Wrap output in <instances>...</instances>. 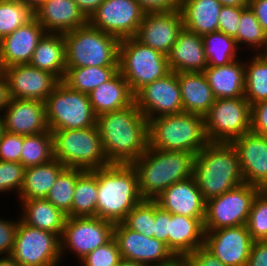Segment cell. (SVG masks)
<instances>
[{"label":"cell","instance_id":"cell-41","mask_svg":"<svg viewBox=\"0 0 267 266\" xmlns=\"http://www.w3.org/2000/svg\"><path fill=\"white\" fill-rule=\"evenodd\" d=\"M77 181V169L66 168L56 179L46 199L70 217L73 193Z\"/></svg>","mask_w":267,"mask_h":266},{"label":"cell","instance_id":"cell-34","mask_svg":"<svg viewBox=\"0 0 267 266\" xmlns=\"http://www.w3.org/2000/svg\"><path fill=\"white\" fill-rule=\"evenodd\" d=\"M97 177L95 170L77 169L70 217L96 216Z\"/></svg>","mask_w":267,"mask_h":266},{"label":"cell","instance_id":"cell-13","mask_svg":"<svg viewBox=\"0 0 267 266\" xmlns=\"http://www.w3.org/2000/svg\"><path fill=\"white\" fill-rule=\"evenodd\" d=\"M114 223L97 216L67 217L60 238L61 257L73 253L78 262L113 238ZM70 252H69V251Z\"/></svg>","mask_w":267,"mask_h":266},{"label":"cell","instance_id":"cell-3","mask_svg":"<svg viewBox=\"0 0 267 266\" xmlns=\"http://www.w3.org/2000/svg\"><path fill=\"white\" fill-rule=\"evenodd\" d=\"M96 177V216L114 224L123 222L143 200L135 168L131 164H109L96 169Z\"/></svg>","mask_w":267,"mask_h":266},{"label":"cell","instance_id":"cell-8","mask_svg":"<svg viewBox=\"0 0 267 266\" xmlns=\"http://www.w3.org/2000/svg\"><path fill=\"white\" fill-rule=\"evenodd\" d=\"M118 70L134 95L171 72L166 55L141 44L134 37L120 40Z\"/></svg>","mask_w":267,"mask_h":266},{"label":"cell","instance_id":"cell-43","mask_svg":"<svg viewBox=\"0 0 267 266\" xmlns=\"http://www.w3.org/2000/svg\"><path fill=\"white\" fill-rule=\"evenodd\" d=\"M123 223L133 231L154 237V200H142L127 214Z\"/></svg>","mask_w":267,"mask_h":266},{"label":"cell","instance_id":"cell-48","mask_svg":"<svg viewBox=\"0 0 267 266\" xmlns=\"http://www.w3.org/2000/svg\"><path fill=\"white\" fill-rule=\"evenodd\" d=\"M16 219L12 221V219L0 218V256H7L12 252L19 217Z\"/></svg>","mask_w":267,"mask_h":266},{"label":"cell","instance_id":"cell-16","mask_svg":"<svg viewBox=\"0 0 267 266\" xmlns=\"http://www.w3.org/2000/svg\"><path fill=\"white\" fill-rule=\"evenodd\" d=\"M135 103L148 121L159 116L183 112L177 73L171 71L163 78L141 88L135 94Z\"/></svg>","mask_w":267,"mask_h":266},{"label":"cell","instance_id":"cell-60","mask_svg":"<svg viewBox=\"0 0 267 266\" xmlns=\"http://www.w3.org/2000/svg\"><path fill=\"white\" fill-rule=\"evenodd\" d=\"M47 0H23V2L31 7L34 11Z\"/></svg>","mask_w":267,"mask_h":266},{"label":"cell","instance_id":"cell-10","mask_svg":"<svg viewBox=\"0 0 267 266\" xmlns=\"http://www.w3.org/2000/svg\"><path fill=\"white\" fill-rule=\"evenodd\" d=\"M204 122L209 142L231 143L251 131V105L244 96L215 99Z\"/></svg>","mask_w":267,"mask_h":266},{"label":"cell","instance_id":"cell-28","mask_svg":"<svg viewBox=\"0 0 267 266\" xmlns=\"http://www.w3.org/2000/svg\"><path fill=\"white\" fill-rule=\"evenodd\" d=\"M88 97L96 116L124 109L135 102V95L119 71L88 93Z\"/></svg>","mask_w":267,"mask_h":266},{"label":"cell","instance_id":"cell-25","mask_svg":"<svg viewBox=\"0 0 267 266\" xmlns=\"http://www.w3.org/2000/svg\"><path fill=\"white\" fill-rule=\"evenodd\" d=\"M170 70L203 72L207 65L202 36L183 28L170 53L167 55Z\"/></svg>","mask_w":267,"mask_h":266},{"label":"cell","instance_id":"cell-39","mask_svg":"<svg viewBox=\"0 0 267 266\" xmlns=\"http://www.w3.org/2000/svg\"><path fill=\"white\" fill-rule=\"evenodd\" d=\"M234 39L239 49L244 47L246 49L249 48V51H253V54L256 53L267 40V33L259 24L255 13L250 7L242 11L237 36Z\"/></svg>","mask_w":267,"mask_h":266},{"label":"cell","instance_id":"cell-4","mask_svg":"<svg viewBox=\"0 0 267 266\" xmlns=\"http://www.w3.org/2000/svg\"><path fill=\"white\" fill-rule=\"evenodd\" d=\"M195 154L185 151H161L147 147L146 152L131 165L138 176L143 200H155L176 182L193 176Z\"/></svg>","mask_w":267,"mask_h":266},{"label":"cell","instance_id":"cell-38","mask_svg":"<svg viewBox=\"0 0 267 266\" xmlns=\"http://www.w3.org/2000/svg\"><path fill=\"white\" fill-rule=\"evenodd\" d=\"M250 59L245 60L244 97L250 105H253L267 100V62L255 53L253 56L250 55Z\"/></svg>","mask_w":267,"mask_h":266},{"label":"cell","instance_id":"cell-23","mask_svg":"<svg viewBox=\"0 0 267 266\" xmlns=\"http://www.w3.org/2000/svg\"><path fill=\"white\" fill-rule=\"evenodd\" d=\"M154 201L161 209L171 214L205 218L206 201L203 199L193 176L174 183Z\"/></svg>","mask_w":267,"mask_h":266},{"label":"cell","instance_id":"cell-52","mask_svg":"<svg viewBox=\"0 0 267 266\" xmlns=\"http://www.w3.org/2000/svg\"><path fill=\"white\" fill-rule=\"evenodd\" d=\"M145 13L181 10L182 0H137Z\"/></svg>","mask_w":267,"mask_h":266},{"label":"cell","instance_id":"cell-1","mask_svg":"<svg viewBox=\"0 0 267 266\" xmlns=\"http://www.w3.org/2000/svg\"><path fill=\"white\" fill-rule=\"evenodd\" d=\"M96 125L107 161L132 164L148 147V120L134 102L97 116Z\"/></svg>","mask_w":267,"mask_h":266},{"label":"cell","instance_id":"cell-20","mask_svg":"<svg viewBox=\"0 0 267 266\" xmlns=\"http://www.w3.org/2000/svg\"><path fill=\"white\" fill-rule=\"evenodd\" d=\"M237 150L244 183L267 185V138L252 131L231 142Z\"/></svg>","mask_w":267,"mask_h":266},{"label":"cell","instance_id":"cell-24","mask_svg":"<svg viewBox=\"0 0 267 266\" xmlns=\"http://www.w3.org/2000/svg\"><path fill=\"white\" fill-rule=\"evenodd\" d=\"M35 18L46 33L65 34L88 24L74 0H47L35 10Z\"/></svg>","mask_w":267,"mask_h":266},{"label":"cell","instance_id":"cell-59","mask_svg":"<svg viewBox=\"0 0 267 266\" xmlns=\"http://www.w3.org/2000/svg\"><path fill=\"white\" fill-rule=\"evenodd\" d=\"M255 54L259 56L263 61L267 62V40Z\"/></svg>","mask_w":267,"mask_h":266},{"label":"cell","instance_id":"cell-53","mask_svg":"<svg viewBox=\"0 0 267 266\" xmlns=\"http://www.w3.org/2000/svg\"><path fill=\"white\" fill-rule=\"evenodd\" d=\"M245 266H267V241H254Z\"/></svg>","mask_w":267,"mask_h":266},{"label":"cell","instance_id":"cell-19","mask_svg":"<svg viewBox=\"0 0 267 266\" xmlns=\"http://www.w3.org/2000/svg\"><path fill=\"white\" fill-rule=\"evenodd\" d=\"M1 72L8 81L11 98L45 102L60 82L54 75L30 64L9 66Z\"/></svg>","mask_w":267,"mask_h":266},{"label":"cell","instance_id":"cell-22","mask_svg":"<svg viewBox=\"0 0 267 266\" xmlns=\"http://www.w3.org/2000/svg\"><path fill=\"white\" fill-rule=\"evenodd\" d=\"M43 26L34 18L0 40V71L17 64H29L34 50L45 34Z\"/></svg>","mask_w":267,"mask_h":266},{"label":"cell","instance_id":"cell-7","mask_svg":"<svg viewBox=\"0 0 267 266\" xmlns=\"http://www.w3.org/2000/svg\"><path fill=\"white\" fill-rule=\"evenodd\" d=\"M54 158L66 168L95 170L109 165L97 125L52 131Z\"/></svg>","mask_w":267,"mask_h":266},{"label":"cell","instance_id":"cell-35","mask_svg":"<svg viewBox=\"0 0 267 266\" xmlns=\"http://www.w3.org/2000/svg\"><path fill=\"white\" fill-rule=\"evenodd\" d=\"M118 71V66L67 67L62 82L72 90L88 94Z\"/></svg>","mask_w":267,"mask_h":266},{"label":"cell","instance_id":"cell-46","mask_svg":"<svg viewBox=\"0 0 267 266\" xmlns=\"http://www.w3.org/2000/svg\"><path fill=\"white\" fill-rule=\"evenodd\" d=\"M23 136L3 132L0 137V161L21 163Z\"/></svg>","mask_w":267,"mask_h":266},{"label":"cell","instance_id":"cell-45","mask_svg":"<svg viewBox=\"0 0 267 266\" xmlns=\"http://www.w3.org/2000/svg\"><path fill=\"white\" fill-rule=\"evenodd\" d=\"M121 259L117 242L112 238L105 245L87 254L78 263L81 266H117Z\"/></svg>","mask_w":267,"mask_h":266},{"label":"cell","instance_id":"cell-32","mask_svg":"<svg viewBox=\"0 0 267 266\" xmlns=\"http://www.w3.org/2000/svg\"><path fill=\"white\" fill-rule=\"evenodd\" d=\"M221 8L218 0H182L184 28L200 36L218 31Z\"/></svg>","mask_w":267,"mask_h":266},{"label":"cell","instance_id":"cell-21","mask_svg":"<svg viewBox=\"0 0 267 266\" xmlns=\"http://www.w3.org/2000/svg\"><path fill=\"white\" fill-rule=\"evenodd\" d=\"M2 116L8 133L26 136L49 130L45 102L40 100L11 98Z\"/></svg>","mask_w":267,"mask_h":266},{"label":"cell","instance_id":"cell-5","mask_svg":"<svg viewBox=\"0 0 267 266\" xmlns=\"http://www.w3.org/2000/svg\"><path fill=\"white\" fill-rule=\"evenodd\" d=\"M208 142L203 115L181 112L148 121V146L153 149L197 155Z\"/></svg>","mask_w":267,"mask_h":266},{"label":"cell","instance_id":"cell-33","mask_svg":"<svg viewBox=\"0 0 267 266\" xmlns=\"http://www.w3.org/2000/svg\"><path fill=\"white\" fill-rule=\"evenodd\" d=\"M66 167L57 159L25 168L23 186L19 192L18 201L46 198L58 176Z\"/></svg>","mask_w":267,"mask_h":266},{"label":"cell","instance_id":"cell-31","mask_svg":"<svg viewBox=\"0 0 267 266\" xmlns=\"http://www.w3.org/2000/svg\"><path fill=\"white\" fill-rule=\"evenodd\" d=\"M20 219L27 225L62 236L67 215L46 198L20 200Z\"/></svg>","mask_w":267,"mask_h":266},{"label":"cell","instance_id":"cell-47","mask_svg":"<svg viewBox=\"0 0 267 266\" xmlns=\"http://www.w3.org/2000/svg\"><path fill=\"white\" fill-rule=\"evenodd\" d=\"M247 7L222 6L218 18V31L235 38L242 11Z\"/></svg>","mask_w":267,"mask_h":266},{"label":"cell","instance_id":"cell-40","mask_svg":"<svg viewBox=\"0 0 267 266\" xmlns=\"http://www.w3.org/2000/svg\"><path fill=\"white\" fill-rule=\"evenodd\" d=\"M34 18L35 11L23 1H0V40Z\"/></svg>","mask_w":267,"mask_h":266},{"label":"cell","instance_id":"cell-2","mask_svg":"<svg viewBox=\"0 0 267 266\" xmlns=\"http://www.w3.org/2000/svg\"><path fill=\"white\" fill-rule=\"evenodd\" d=\"M193 177L205 201L244 183L232 143L208 142L194 158Z\"/></svg>","mask_w":267,"mask_h":266},{"label":"cell","instance_id":"cell-15","mask_svg":"<svg viewBox=\"0 0 267 266\" xmlns=\"http://www.w3.org/2000/svg\"><path fill=\"white\" fill-rule=\"evenodd\" d=\"M113 238L117 242L121 258L125 260L148 266H167L178 259L165 243L133 231L123 222L114 225Z\"/></svg>","mask_w":267,"mask_h":266},{"label":"cell","instance_id":"cell-14","mask_svg":"<svg viewBox=\"0 0 267 266\" xmlns=\"http://www.w3.org/2000/svg\"><path fill=\"white\" fill-rule=\"evenodd\" d=\"M145 12L137 0H105L88 23L119 40L134 37Z\"/></svg>","mask_w":267,"mask_h":266},{"label":"cell","instance_id":"cell-44","mask_svg":"<svg viewBox=\"0 0 267 266\" xmlns=\"http://www.w3.org/2000/svg\"><path fill=\"white\" fill-rule=\"evenodd\" d=\"M24 176L25 167L21 163L0 161V193L11 191L19 195Z\"/></svg>","mask_w":267,"mask_h":266},{"label":"cell","instance_id":"cell-12","mask_svg":"<svg viewBox=\"0 0 267 266\" xmlns=\"http://www.w3.org/2000/svg\"><path fill=\"white\" fill-rule=\"evenodd\" d=\"M258 186L243 183L206 201L204 230L246 225Z\"/></svg>","mask_w":267,"mask_h":266},{"label":"cell","instance_id":"cell-42","mask_svg":"<svg viewBox=\"0 0 267 266\" xmlns=\"http://www.w3.org/2000/svg\"><path fill=\"white\" fill-rule=\"evenodd\" d=\"M246 226L254 241H267V193L262 189L253 199Z\"/></svg>","mask_w":267,"mask_h":266},{"label":"cell","instance_id":"cell-64","mask_svg":"<svg viewBox=\"0 0 267 266\" xmlns=\"http://www.w3.org/2000/svg\"><path fill=\"white\" fill-rule=\"evenodd\" d=\"M0 1H23V0H0Z\"/></svg>","mask_w":267,"mask_h":266},{"label":"cell","instance_id":"cell-29","mask_svg":"<svg viewBox=\"0 0 267 266\" xmlns=\"http://www.w3.org/2000/svg\"><path fill=\"white\" fill-rule=\"evenodd\" d=\"M183 112L205 115L215 102L212 89L203 72L177 73Z\"/></svg>","mask_w":267,"mask_h":266},{"label":"cell","instance_id":"cell-56","mask_svg":"<svg viewBox=\"0 0 267 266\" xmlns=\"http://www.w3.org/2000/svg\"><path fill=\"white\" fill-rule=\"evenodd\" d=\"M77 7L89 19L105 0H74Z\"/></svg>","mask_w":267,"mask_h":266},{"label":"cell","instance_id":"cell-37","mask_svg":"<svg viewBox=\"0 0 267 266\" xmlns=\"http://www.w3.org/2000/svg\"><path fill=\"white\" fill-rule=\"evenodd\" d=\"M54 159L53 134L47 132L23 136L21 164L32 167L45 164Z\"/></svg>","mask_w":267,"mask_h":266},{"label":"cell","instance_id":"cell-65","mask_svg":"<svg viewBox=\"0 0 267 266\" xmlns=\"http://www.w3.org/2000/svg\"><path fill=\"white\" fill-rule=\"evenodd\" d=\"M267 193V185L262 189Z\"/></svg>","mask_w":267,"mask_h":266},{"label":"cell","instance_id":"cell-54","mask_svg":"<svg viewBox=\"0 0 267 266\" xmlns=\"http://www.w3.org/2000/svg\"><path fill=\"white\" fill-rule=\"evenodd\" d=\"M249 7L255 13L259 24L267 33V0H253L249 3Z\"/></svg>","mask_w":267,"mask_h":266},{"label":"cell","instance_id":"cell-36","mask_svg":"<svg viewBox=\"0 0 267 266\" xmlns=\"http://www.w3.org/2000/svg\"><path fill=\"white\" fill-rule=\"evenodd\" d=\"M208 66H222L239 59L236 40L221 31L202 36ZM238 52V53H237Z\"/></svg>","mask_w":267,"mask_h":266},{"label":"cell","instance_id":"cell-6","mask_svg":"<svg viewBox=\"0 0 267 266\" xmlns=\"http://www.w3.org/2000/svg\"><path fill=\"white\" fill-rule=\"evenodd\" d=\"M63 35L67 67L118 66L120 40L115 36L89 23Z\"/></svg>","mask_w":267,"mask_h":266},{"label":"cell","instance_id":"cell-50","mask_svg":"<svg viewBox=\"0 0 267 266\" xmlns=\"http://www.w3.org/2000/svg\"><path fill=\"white\" fill-rule=\"evenodd\" d=\"M251 131L267 138V100L251 105Z\"/></svg>","mask_w":267,"mask_h":266},{"label":"cell","instance_id":"cell-26","mask_svg":"<svg viewBox=\"0 0 267 266\" xmlns=\"http://www.w3.org/2000/svg\"><path fill=\"white\" fill-rule=\"evenodd\" d=\"M204 218L171 214L169 218L168 248L182 259L204 246Z\"/></svg>","mask_w":267,"mask_h":266},{"label":"cell","instance_id":"cell-18","mask_svg":"<svg viewBox=\"0 0 267 266\" xmlns=\"http://www.w3.org/2000/svg\"><path fill=\"white\" fill-rule=\"evenodd\" d=\"M183 28L180 10L145 13L134 38L167 56Z\"/></svg>","mask_w":267,"mask_h":266},{"label":"cell","instance_id":"cell-58","mask_svg":"<svg viewBox=\"0 0 267 266\" xmlns=\"http://www.w3.org/2000/svg\"><path fill=\"white\" fill-rule=\"evenodd\" d=\"M0 266H22L18 261H15L10 255L0 256Z\"/></svg>","mask_w":267,"mask_h":266},{"label":"cell","instance_id":"cell-51","mask_svg":"<svg viewBox=\"0 0 267 266\" xmlns=\"http://www.w3.org/2000/svg\"><path fill=\"white\" fill-rule=\"evenodd\" d=\"M171 213L161 209L154 201V237L168 247L169 218Z\"/></svg>","mask_w":267,"mask_h":266},{"label":"cell","instance_id":"cell-55","mask_svg":"<svg viewBox=\"0 0 267 266\" xmlns=\"http://www.w3.org/2000/svg\"><path fill=\"white\" fill-rule=\"evenodd\" d=\"M11 97L9 93V85L6 77L0 71V114L2 115L5 108L8 106Z\"/></svg>","mask_w":267,"mask_h":266},{"label":"cell","instance_id":"cell-11","mask_svg":"<svg viewBox=\"0 0 267 266\" xmlns=\"http://www.w3.org/2000/svg\"><path fill=\"white\" fill-rule=\"evenodd\" d=\"M10 256L22 266H59L63 261L60 237L31 227L19 218Z\"/></svg>","mask_w":267,"mask_h":266},{"label":"cell","instance_id":"cell-17","mask_svg":"<svg viewBox=\"0 0 267 266\" xmlns=\"http://www.w3.org/2000/svg\"><path fill=\"white\" fill-rule=\"evenodd\" d=\"M204 231V247L225 266H245L254 243L246 225Z\"/></svg>","mask_w":267,"mask_h":266},{"label":"cell","instance_id":"cell-27","mask_svg":"<svg viewBox=\"0 0 267 266\" xmlns=\"http://www.w3.org/2000/svg\"><path fill=\"white\" fill-rule=\"evenodd\" d=\"M215 99L236 98L245 93V61L239 59L203 71Z\"/></svg>","mask_w":267,"mask_h":266},{"label":"cell","instance_id":"cell-57","mask_svg":"<svg viewBox=\"0 0 267 266\" xmlns=\"http://www.w3.org/2000/svg\"><path fill=\"white\" fill-rule=\"evenodd\" d=\"M222 6L249 7L247 0H218Z\"/></svg>","mask_w":267,"mask_h":266},{"label":"cell","instance_id":"cell-49","mask_svg":"<svg viewBox=\"0 0 267 266\" xmlns=\"http://www.w3.org/2000/svg\"><path fill=\"white\" fill-rule=\"evenodd\" d=\"M183 266H225L204 246L197 248L182 258Z\"/></svg>","mask_w":267,"mask_h":266},{"label":"cell","instance_id":"cell-62","mask_svg":"<svg viewBox=\"0 0 267 266\" xmlns=\"http://www.w3.org/2000/svg\"><path fill=\"white\" fill-rule=\"evenodd\" d=\"M4 132V122H3V116L0 114V137L2 136Z\"/></svg>","mask_w":267,"mask_h":266},{"label":"cell","instance_id":"cell-30","mask_svg":"<svg viewBox=\"0 0 267 266\" xmlns=\"http://www.w3.org/2000/svg\"><path fill=\"white\" fill-rule=\"evenodd\" d=\"M29 64L49 72L62 81L67 68L64 35L45 33L36 46Z\"/></svg>","mask_w":267,"mask_h":266},{"label":"cell","instance_id":"cell-9","mask_svg":"<svg viewBox=\"0 0 267 266\" xmlns=\"http://www.w3.org/2000/svg\"><path fill=\"white\" fill-rule=\"evenodd\" d=\"M49 130L85 129L96 125L97 116L88 94L72 90L60 81L45 100Z\"/></svg>","mask_w":267,"mask_h":266},{"label":"cell","instance_id":"cell-63","mask_svg":"<svg viewBox=\"0 0 267 266\" xmlns=\"http://www.w3.org/2000/svg\"><path fill=\"white\" fill-rule=\"evenodd\" d=\"M167 266H183L182 259L178 258L174 263Z\"/></svg>","mask_w":267,"mask_h":266},{"label":"cell","instance_id":"cell-61","mask_svg":"<svg viewBox=\"0 0 267 266\" xmlns=\"http://www.w3.org/2000/svg\"><path fill=\"white\" fill-rule=\"evenodd\" d=\"M117 266H148L144 263L137 262V261H129L125 259H121Z\"/></svg>","mask_w":267,"mask_h":266}]
</instances>
